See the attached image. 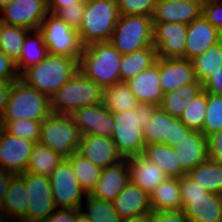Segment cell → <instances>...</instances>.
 <instances>
[{"label":"cell","instance_id":"cell-14","mask_svg":"<svg viewBox=\"0 0 222 222\" xmlns=\"http://www.w3.org/2000/svg\"><path fill=\"white\" fill-rule=\"evenodd\" d=\"M2 21L8 25L39 30L44 18L49 14L47 0H14L0 10Z\"/></svg>","mask_w":222,"mask_h":222},{"label":"cell","instance_id":"cell-15","mask_svg":"<svg viewBox=\"0 0 222 222\" xmlns=\"http://www.w3.org/2000/svg\"><path fill=\"white\" fill-rule=\"evenodd\" d=\"M188 25L185 23H153V46L159 58H184Z\"/></svg>","mask_w":222,"mask_h":222},{"label":"cell","instance_id":"cell-37","mask_svg":"<svg viewBox=\"0 0 222 222\" xmlns=\"http://www.w3.org/2000/svg\"><path fill=\"white\" fill-rule=\"evenodd\" d=\"M30 32L26 28L4 23L0 32V51L16 62L21 55L24 40Z\"/></svg>","mask_w":222,"mask_h":222},{"label":"cell","instance_id":"cell-50","mask_svg":"<svg viewBox=\"0 0 222 222\" xmlns=\"http://www.w3.org/2000/svg\"><path fill=\"white\" fill-rule=\"evenodd\" d=\"M203 89L211 94L222 96V68L203 83Z\"/></svg>","mask_w":222,"mask_h":222},{"label":"cell","instance_id":"cell-52","mask_svg":"<svg viewBox=\"0 0 222 222\" xmlns=\"http://www.w3.org/2000/svg\"><path fill=\"white\" fill-rule=\"evenodd\" d=\"M49 13L53 14L57 9L72 6L76 3H85L83 0H47Z\"/></svg>","mask_w":222,"mask_h":222},{"label":"cell","instance_id":"cell-26","mask_svg":"<svg viewBox=\"0 0 222 222\" xmlns=\"http://www.w3.org/2000/svg\"><path fill=\"white\" fill-rule=\"evenodd\" d=\"M112 204L122 219L147 214L152 210L150 195L131 181L112 201Z\"/></svg>","mask_w":222,"mask_h":222},{"label":"cell","instance_id":"cell-38","mask_svg":"<svg viewBox=\"0 0 222 222\" xmlns=\"http://www.w3.org/2000/svg\"><path fill=\"white\" fill-rule=\"evenodd\" d=\"M191 61L196 80L203 84L212 74H215L222 68V50L219 44H217Z\"/></svg>","mask_w":222,"mask_h":222},{"label":"cell","instance_id":"cell-30","mask_svg":"<svg viewBox=\"0 0 222 222\" xmlns=\"http://www.w3.org/2000/svg\"><path fill=\"white\" fill-rule=\"evenodd\" d=\"M203 84L197 80L176 88L175 90L163 94L159 107L170 114L179 118L187 104L203 91Z\"/></svg>","mask_w":222,"mask_h":222},{"label":"cell","instance_id":"cell-9","mask_svg":"<svg viewBox=\"0 0 222 222\" xmlns=\"http://www.w3.org/2000/svg\"><path fill=\"white\" fill-rule=\"evenodd\" d=\"M80 138L71 115L51 113L42 122L38 142L67 158L78 151Z\"/></svg>","mask_w":222,"mask_h":222},{"label":"cell","instance_id":"cell-16","mask_svg":"<svg viewBox=\"0 0 222 222\" xmlns=\"http://www.w3.org/2000/svg\"><path fill=\"white\" fill-rule=\"evenodd\" d=\"M36 141L20 138L3 129L0 135V169L17 175L26 172Z\"/></svg>","mask_w":222,"mask_h":222},{"label":"cell","instance_id":"cell-25","mask_svg":"<svg viewBox=\"0 0 222 222\" xmlns=\"http://www.w3.org/2000/svg\"><path fill=\"white\" fill-rule=\"evenodd\" d=\"M130 181L149 195L167 176L156 163L150 162L143 155L127 158Z\"/></svg>","mask_w":222,"mask_h":222},{"label":"cell","instance_id":"cell-21","mask_svg":"<svg viewBox=\"0 0 222 222\" xmlns=\"http://www.w3.org/2000/svg\"><path fill=\"white\" fill-rule=\"evenodd\" d=\"M159 79L163 94L195 82L192 61L184 58H159Z\"/></svg>","mask_w":222,"mask_h":222},{"label":"cell","instance_id":"cell-31","mask_svg":"<svg viewBox=\"0 0 222 222\" xmlns=\"http://www.w3.org/2000/svg\"><path fill=\"white\" fill-rule=\"evenodd\" d=\"M150 205L154 211L182 209L178 178L167 177L150 193Z\"/></svg>","mask_w":222,"mask_h":222},{"label":"cell","instance_id":"cell-6","mask_svg":"<svg viewBox=\"0 0 222 222\" xmlns=\"http://www.w3.org/2000/svg\"><path fill=\"white\" fill-rule=\"evenodd\" d=\"M51 114L50 98L28 86L22 79L11 82L3 121H43Z\"/></svg>","mask_w":222,"mask_h":222},{"label":"cell","instance_id":"cell-11","mask_svg":"<svg viewBox=\"0 0 222 222\" xmlns=\"http://www.w3.org/2000/svg\"><path fill=\"white\" fill-rule=\"evenodd\" d=\"M25 181L28 205L20 222H44L57 209L49 177L30 172L19 174Z\"/></svg>","mask_w":222,"mask_h":222},{"label":"cell","instance_id":"cell-34","mask_svg":"<svg viewBox=\"0 0 222 222\" xmlns=\"http://www.w3.org/2000/svg\"><path fill=\"white\" fill-rule=\"evenodd\" d=\"M102 104L110 112H123L135 109L137 98L124 81H119L103 89Z\"/></svg>","mask_w":222,"mask_h":222},{"label":"cell","instance_id":"cell-54","mask_svg":"<svg viewBox=\"0 0 222 222\" xmlns=\"http://www.w3.org/2000/svg\"><path fill=\"white\" fill-rule=\"evenodd\" d=\"M121 222H149V213L126 217Z\"/></svg>","mask_w":222,"mask_h":222},{"label":"cell","instance_id":"cell-10","mask_svg":"<svg viewBox=\"0 0 222 222\" xmlns=\"http://www.w3.org/2000/svg\"><path fill=\"white\" fill-rule=\"evenodd\" d=\"M39 30L49 54L63 55L79 61L84 46L77 30L51 13L44 18Z\"/></svg>","mask_w":222,"mask_h":222},{"label":"cell","instance_id":"cell-53","mask_svg":"<svg viewBox=\"0 0 222 222\" xmlns=\"http://www.w3.org/2000/svg\"><path fill=\"white\" fill-rule=\"evenodd\" d=\"M10 86L11 82L0 83V117L3 116L7 106Z\"/></svg>","mask_w":222,"mask_h":222},{"label":"cell","instance_id":"cell-51","mask_svg":"<svg viewBox=\"0 0 222 222\" xmlns=\"http://www.w3.org/2000/svg\"><path fill=\"white\" fill-rule=\"evenodd\" d=\"M14 175L15 174L11 173L10 171L0 169V206H2L4 202L5 194Z\"/></svg>","mask_w":222,"mask_h":222},{"label":"cell","instance_id":"cell-60","mask_svg":"<svg viewBox=\"0 0 222 222\" xmlns=\"http://www.w3.org/2000/svg\"><path fill=\"white\" fill-rule=\"evenodd\" d=\"M4 22L2 21V18L0 17V32H1V28L3 26Z\"/></svg>","mask_w":222,"mask_h":222},{"label":"cell","instance_id":"cell-1","mask_svg":"<svg viewBox=\"0 0 222 222\" xmlns=\"http://www.w3.org/2000/svg\"><path fill=\"white\" fill-rule=\"evenodd\" d=\"M158 107L149 103H139L133 110L112 112L115 128L111 138L123 159L143 154V129Z\"/></svg>","mask_w":222,"mask_h":222},{"label":"cell","instance_id":"cell-47","mask_svg":"<svg viewBox=\"0 0 222 222\" xmlns=\"http://www.w3.org/2000/svg\"><path fill=\"white\" fill-rule=\"evenodd\" d=\"M20 79L16 63L0 51V80L13 82Z\"/></svg>","mask_w":222,"mask_h":222},{"label":"cell","instance_id":"cell-4","mask_svg":"<svg viewBox=\"0 0 222 222\" xmlns=\"http://www.w3.org/2000/svg\"><path fill=\"white\" fill-rule=\"evenodd\" d=\"M103 89L79 70L50 97L52 114L71 115L75 110L102 103Z\"/></svg>","mask_w":222,"mask_h":222},{"label":"cell","instance_id":"cell-44","mask_svg":"<svg viewBox=\"0 0 222 222\" xmlns=\"http://www.w3.org/2000/svg\"><path fill=\"white\" fill-rule=\"evenodd\" d=\"M84 9L85 3H76L72 6L57 9L53 15L78 31L83 22Z\"/></svg>","mask_w":222,"mask_h":222},{"label":"cell","instance_id":"cell-40","mask_svg":"<svg viewBox=\"0 0 222 222\" xmlns=\"http://www.w3.org/2000/svg\"><path fill=\"white\" fill-rule=\"evenodd\" d=\"M206 109L207 92L203 90L187 104L179 118L181 122L191 130L201 131L205 120Z\"/></svg>","mask_w":222,"mask_h":222},{"label":"cell","instance_id":"cell-20","mask_svg":"<svg viewBox=\"0 0 222 222\" xmlns=\"http://www.w3.org/2000/svg\"><path fill=\"white\" fill-rule=\"evenodd\" d=\"M129 182L127 159H123L102 169L96 186L89 195L99 200L113 201Z\"/></svg>","mask_w":222,"mask_h":222},{"label":"cell","instance_id":"cell-12","mask_svg":"<svg viewBox=\"0 0 222 222\" xmlns=\"http://www.w3.org/2000/svg\"><path fill=\"white\" fill-rule=\"evenodd\" d=\"M52 196L57 208H82V194L86 192L80 187L75 178L73 167L67 158H64L49 176Z\"/></svg>","mask_w":222,"mask_h":222},{"label":"cell","instance_id":"cell-8","mask_svg":"<svg viewBox=\"0 0 222 222\" xmlns=\"http://www.w3.org/2000/svg\"><path fill=\"white\" fill-rule=\"evenodd\" d=\"M110 42L122 55L153 46L152 17L120 15Z\"/></svg>","mask_w":222,"mask_h":222},{"label":"cell","instance_id":"cell-5","mask_svg":"<svg viewBox=\"0 0 222 222\" xmlns=\"http://www.w3.org/2000/svg\"><path fill=\"white\" fill-rule=\"evenodd\" d=\"M117 0L85 3L84 18L77 31L84 47L93 42H109L119 19Z\"/></svg>","mask_w":222,"mask_h":222},{"label":"cell","instance_id":"cell-27","mask_svg":"<svg viewBox=\"0 0 222 222\" xmlns=\"http://www.w3.org/2000/svg\"><path fill=\"white\" fill-rule=\"evenodd\" d=\"M150 162L156 163L169 178H181L186 171L181 167L178 153H174L171 145L165 143L145 144L142 154Z\"/></svg>","mask_w":222,"mask_h":222},{"label":"cell","instance_id":"cell-57","mask_svg":"<svg viewBox=\"0 0 222 222\" xmlns=\"http://www.w3.org/2000/svg\"><path fill=\"white\" fill-rule=\"evenodd\" d=\"M3 129H4L3 119H2V117H0V135L3 131Z\"/></svg>","mask_w":222,"mask_h":222},{"label":"cell","instance_id":"cell-18","mask_svg":"<svg viewBox=\"0 0 222 222\" xmlns=\"http://www.w3.org/2000/svg\"><path fill=\"white\" fill-rule=\"evenodd\" d=\"M202 14L201 0H156L153 23L190 24Z\"/></svg>","mask_w":222,"mask_h":222},{"label":"cell","instance_id":"cell-24","mask_svg":"<svg viewBox=\"0 0 222 222\" xmlns=\"http://www.w3.org/2000/svg\"><path fill=\"white\" fill-rule=\"evenodd\" d=\"M172 148L174 153H178L181 167L186 172L208 159L207 137L198 130H191Z\"/></svg>","mask_w":222,"mask_h":222},{"label":"cell","instance_id":"cell-42","mask_svg":"<svg viewBox=\"0 0 222 222\" xmlns=\"http://www.w3.org/2000/svg\"><path fill=\"white\" fill-rule=\"evenodd\" d=\"M42 122L43 121L21 119L18 121H3V124L4 129L11 135L38 142Z\"/></svg>","mask_w":222,"mask_h":222},{"label":"cell","instance_id":"cell-35","mask_svg":"<svg viewBox=\"0 0 222 222\" xmlns=\"http://www.w3.org/2000/svg\"><path fill=\"white\" fill-rule=\"evenodd\" d=\"M64 158L60 153L37 142L30 155L26 172L49 177Z\"/></svg>","mask_w":222,"mask_h":222},{"label":"cell","instance_id":"cell-55","mask_svg":"<svg viewBox=\"0 0 222 222\" xmlns=\"http://www.w3.org/2000/svg\"><path fill=\"white\" fill-rule=\"evenodd\" d=\"M74 222H90L88 218L80 211L76 217Z\"/></svg>","mask_w":222,"mask_h":222},{"label":"cell","instance_id":"cell-32","mask_svg":"<svg viewBox=\"0 0 222 222\" xmlns=\"http://www.w3.org/2000/svg\"><path fill=\"white\" fill-rule=\"evenodd\" d=\"M31 33H33L32 37L27 34L21 55L15 62L20 76L28 68L40 63L49 54L47 46L44 43L43 34L40 30H34Z\"/></svg>","mask_w":222,"mask_h":222},{"label":"cell","instance_id":"cell-43","mask_svg":"<svg viewBox=\"0 0 222 222\" xmlns=\"http://www.w3.org/2000/svg\"><path fill=\"white\" fill-rule=\"evenodd\" d=\"M119 15H145L152 17L156 0H117Z\"/></svg>","mask_w":222,"mask_h":222},{"label":"cell","instance_id":"cell-48","mask_svg":"<svg viewBox=\"0 0 222 222\" xmlns=\"http://www.w3.org/2000/svg\"><path fill=\"white\" fill-rule=\"evenodd\" d=\"M208 159L222 163V129L207 136Z\"/></svg>","mask_w":222,"mask_h":222},{"label":"cell","instance_id":"cell-23","mask_svg":"<svg viewBox=\"0 0 222 222\" xmlns=\"http://www.w3.org/2000/svg\"><path fill=\"white\" fill-rule=\"evenodd\" d=\"M126 83L139 103L159 106L163 97L159 79V57L152 66L138 73Z\"/></svg>","mask_w":222,"mask_h":222},{"label":"cell","instance_id":"cell-33","mask_svg":"<svg viewBox=\"0 0 222 222\" xmlns=\"http://www.w3.org/2000/svg\"><path fill=\"white\" fill-rule=\"evenodd\" d=\"M157 59L154 46L124 54L120 64V81L127 82L138 73L152 66Z\"/></svg>","mask_w":222,"mask_h":222},{"label":"cell","instance_id":"cell-28","mask_svg":"<svg viewBox=\"0 0 222 222\" xmlns=\"http://www.w3.org/2000/svg\"><path fill=\"white\" fill-rule=\"evenodd\" d=\"M28 202L24 179L19 174L14 175L1 206L4 222H7V216L20 221L25 216Z\"/></svg>","mask_w":222,"mask_h":222},{"label":"cell","instance_id":"cell-2","mask_svg":"<svg viewBox=\"0 0 222 222\" xmlns=\"http://www.w3.org/2000/svg\"><path fill=\"white\" fill-rule=\"evenodd\" d=\"M123 55L111 42H93L83 47L78 70L102 89L120 81Z\"/></svg>","mask_w":222,"mask_h":222},{"label":"cell","instance_id":"cell-17","mask_svg":"<svg viewBox=\"0 0 222 222\" xmlns=\"http://www.w3.org/2000/svg\"><path fill=\"white\" fill-rule=\"evenodd\" d=\"M71 117L81 135H98L111 138L115 128L112 112L102 103L75 110Z\"/></svg>","mask_w":222,"mask_h":222},{"label":"cell","instance_id":"cell-41","mask_svg":"<svg viewBox=\"0 0 222 222\" xmlns=\"http://www.w3.org/2000/svg\"><path fill=\"white\" fill-rule=\"evenodd\" d=\"M222 129V96L207 92V109L201 132L208 135Z\"/></svg>","mask_w":222,"mask_h":222},{"label":"cell","instance_id":"cell-3","mask_svg":"<svg viewBox=\"0 0 222 222\" xmlns=\"http://www.w3.org/2000/svg\"><path fill=\"white\" fill-rule=\"evenodd\" d=\"M78 71V60L48 54L40 63L28 68L21 76L28 86L49 98Z\"/></svg>","mask_w":222,"mask_h":222},{"label":"cell","instance_id":"cell-61","mask_svg":"<svg viewBox=\"0 0 222 222\" xmlns=\"http://www.w3.org/2000/svg\"><path fill=\"white\" fill-rule=\"evenodd\" d=\"M83 1L86 3V2H89V1H93V0H83Z\"/></svg>","mask_w":222,"mask_h":222},{"label":"cell","instance_id":"cell-59","mask_svg":"<svg viewBox=\"0 0 222 222\" xmlns=\"http://www.w3.org/2000/svg\"><path fill=\"white\" fill-rule=\"evenodd\" d=\"M0 222H4L1 206H0Z\"/></svg>","mask_w":222,"mask_h":222},{"label":"cell","instance_id":"cell-36","mask_svg":"<svg viewBox=\"0 0 222 222\" xmlns=\"http://www.w3.org/2000/svg\"><path fill=\"white\" fill-rule=\"evenodd\" d=\"M67 159L73 167L75 178L80 187L86 192V194H90L96 186L102 168L96 166L78 152L73 153L70 157H67Z\"/></svg>","mask_w":222,"mask_h":222},{"label":"cell","instance_id":"cell-29","mask_svg":"<svg viewBox=\"0 0 222 222\" xmlns=\"http://www.w3.org/2000/svg\"><path fill=\"white\" fill-rule=\"evenodd\" d=\"M186 176L204 190L222 195V163L207 159L186 173Z\"/></svg>","mask_w":222,"mask_h":222},{"label":"cell","instance_id":"cell-46","mask_svg":"<svg viewBox=\"0 0 222 222\" xmlns=\"http://www.w3.org/2000/svg\"><path fill=\"white\" fill-rule=\"evenodd\" d=\"M149 222H188L186 212L179 210H164L149 212Z\"/></svg>","mask_w":222,"mask_h":222},{"label":"cell","instance_id":"cell-39","mask_svg":"<svg viewBox=\"0 0 222 222\" xmlns=\"http://www.w3.org/2000/svg\"><path fill=\"white\" fill-rule=\"evenodd\" d=\"M86 209L81 212L90 222H121L122 218L113 207L112 201L99 200L86 194Z\"/></svg>","mask_w":222,"mask_h":222},{"label":"cell","instance_id":"cell-7","mask_svg":"<svg viewBox=\"0 0 222 222\" xmlns=\"http://www.w3.org/2000/svg\"><path fill=\"white\" fill-rule=\"evenodd\" d=\"M179 187L188 222H222V195L204 190L186 175L179 178Z\"/></svg>","mask_w":222,"mask_h":222},{"label":"cell","instance_id":"cell-13","mask_svg":"<svg viewBox=\"0 0 222 222\" xmlns=\"http://www.w3.org/2000/svg\"><path fill=\"white\" fill-rule=\"evenodd\" d=\"M191 131L180 118L171 116L158 107L148 125L143 129L145 144L174 145Z\"/></svg>","mask_w":222,"mask_h":222},{"label":"cell","instance_id":"cell-22","mask_svg":"<svg viewBox=\"0 0 222 222\" xmlns=\"http://www.w3.org/2000/svg\"><path fill=\"white\" fill-rule=\"evenodd\" d=\"M220 31L200 15L188 24L185 46V59L192 60L207 49L218 44Z\"/></svg>","mask_w":222,"mask_h":222},{"label":"cell","instance_id":"cell-45","mask_svg":"<svg viewBox=\"0 0 222 222\" xmlns=\"http://www.w3.org/2000/svg\"><path fill=\"white\" fill-rule=\"evenodd\" d=\"M222 1H202V14L208 22L222 32Z\"/></svg>","mask_w":222,"mask_h":222},{"label":"cell","instance_id":"cell-56","mask_svg":"<svg viewBox=\"0 0 222 222\" xmlns=\"http://www.w3.org/2000/svg\"><path fill=\"white\" fill-rule=\"evenodd\" d=\"M14 0H0V10L4 8L6 5H9L12 3Z\"/></svg>","mask_w":222,"mask_h":222},{"label":"cell","instance_id":"cell-49","mask_svg":"<svg viewBox=\"0 0 222 222\" xmlns=\"http://www.w3.org/2000/svg\"><path fill=\"white\" fill-rule=\"evenodd\" d=\"M81 209L59 208L56 209L44 222H74Z\"/></svg>","mask_w":222,"mask_h":222},{"label":"cell","instance_id":"cell-58","mask_svg":"<svg viewBox=\"0 0 222 222\" xmlns=\"http://www.w3.org/2000/svg\"><path fill=\"white\" fill-rule=\"evenodd\" d=\"M218 44H219V46H220V48L222 50V32H220V34H219Z\"/></svg>","mask_w":222,"mask_h":222},{"label":"cell","instance_id":"cell-19","mask_svg":"<svg viewBox=\"0 0 222 222\" xmlns=\"http://www.w3.org/2000/svg\"><path fill=\"white\" fill-rule=\"evenodd\" d=\"M77 152L102 169L123 160L112 138L104 136L81 135Z\"/></svg>","mask_w":222,"mask_h":222}]
</instances>
